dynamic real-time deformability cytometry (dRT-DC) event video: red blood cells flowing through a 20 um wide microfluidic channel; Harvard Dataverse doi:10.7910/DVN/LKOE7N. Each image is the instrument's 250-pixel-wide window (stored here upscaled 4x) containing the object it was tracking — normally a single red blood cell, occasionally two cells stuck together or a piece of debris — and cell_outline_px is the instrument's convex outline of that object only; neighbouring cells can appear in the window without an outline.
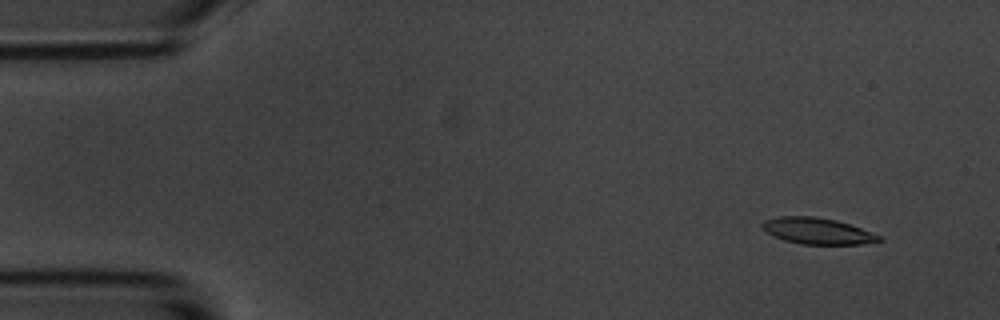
{"species": "common noctule bat (a hibernating species)", "species_latin": "Nyctalus noctula", "temperature_condition": "room temperature", "stored_images_in_passage": 7, "camera_frame_rate_fps": 3000, "um_per_image_px": 0.085, "animal": {"sex": "male", "body_mass_g": 20.1, "forearm_length_mm": 53.5}, "frame": {"image": 1, "passage_image": 1, "time_ms": 0.0, "image_size_px": [1000, 320], "cell_outline_px": [[884, 240], [860, 244], [800, 244], [784, 240], [772, 236], [764, 232], [760, 228], [760, 224], [764, 220], [780, 216], [812, 216], [836, 220], [860, 228], [880, 236]], "centroid_in_image_um": [69.39, 19.63], "position_along_channel_um": 15.6, "area_um2": 17.92}}
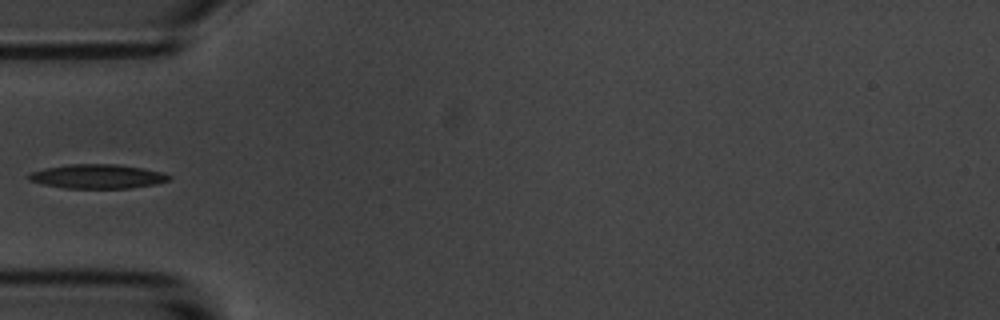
{"frame": {"image": 2, "passage_image": 5, "time_ms": 4.667, "image_size_px": [1000, 320], "cell_outline_px": [[172, 180], [156, 184], [132, 188], [64, 188], [44, 184], [28, 180], [28, 176], [32, 172], [44, 168], [68, 164], [116, 164], [164, 172], [172, 176]], "centroid_in_image_um": [8.33, 15.0], "position_along_channel_um": 76.7, "area_um2": 19.83}}
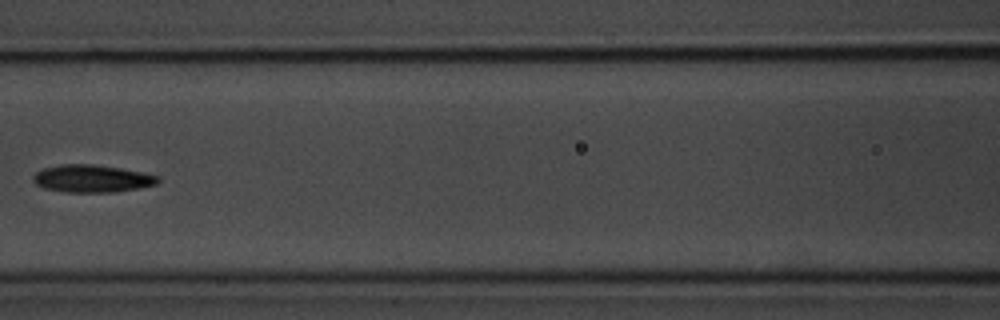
{"frame": {"image": 3, "passage_image": 7, "time_ms": 7.0, "image_size_px": [1000, 320], "cell_outline_px": [[160, 180], [156, 184], [140, 188], [116, 192], [64, 192], [44, 188], [36, 184], [32, 180], [32, 176], [36, 172], [44, 168], [60, 164], [92, 164], [120, 168], [160, 176]], "centroid_in_image_um": [7.81, 15.18], "position_along_channel_um": 158.8, "area_um2": 20.06}}